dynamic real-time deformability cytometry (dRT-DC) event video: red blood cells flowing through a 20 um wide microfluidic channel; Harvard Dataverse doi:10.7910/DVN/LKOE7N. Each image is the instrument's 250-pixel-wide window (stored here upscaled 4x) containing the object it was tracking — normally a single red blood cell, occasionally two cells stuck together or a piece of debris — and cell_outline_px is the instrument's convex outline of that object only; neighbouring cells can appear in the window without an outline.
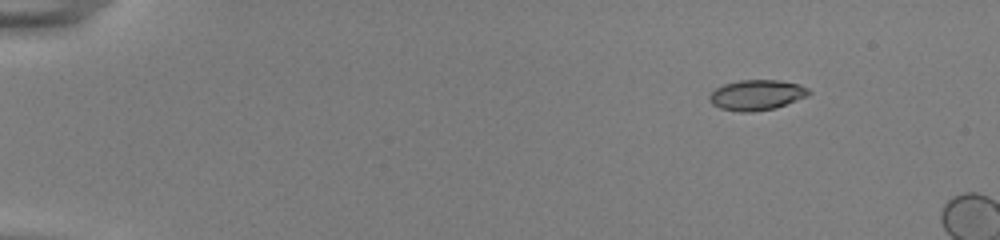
{"species": "common noctule bat (a hibernating species)", "species_latin": "Nyctalus noctula", "temperature_condition": "room temperature", "stored_images_in_passage": 1, "camera_frame_rate_fps": 3000, "um_per_image_px": 0.085, "animal": {"sex": "female", "body_mass_g": 22.0, "forearm_length_mm": 56.7}, "frame": {"image": 1, "passage_image": 1, "time_ms": 0.0, "image_size_px": [1000, 240], "cell_outline_px": [[792, 96], [788, 100], [780, 104], [768, 108], [732, 108], [724, 88], [732, 84], [792, 84]], "centroid_in_image_um": [64.43, 8.09], "position_along_channel_um": 20.6, "area_um2": 10.29}}